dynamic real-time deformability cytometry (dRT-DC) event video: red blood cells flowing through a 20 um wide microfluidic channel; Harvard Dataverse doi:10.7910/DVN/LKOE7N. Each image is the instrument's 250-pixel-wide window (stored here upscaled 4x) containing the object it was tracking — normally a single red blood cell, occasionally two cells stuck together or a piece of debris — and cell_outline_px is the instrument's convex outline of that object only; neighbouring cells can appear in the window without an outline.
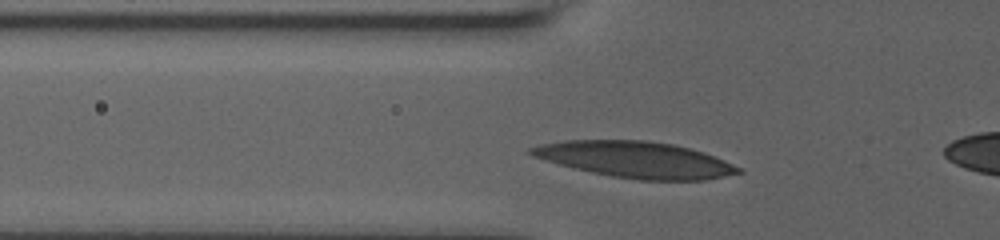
{"species": "human", "species_latin": "Homo sapiens", "temperature_condition": "room temperature", "stored_images_in_passage": 8, "camera_frame_rate_fps": 3000, "um_per_image_px": 0.085, "donor": {"sex": "male"}, "frame": {"image": 1, "passage_image": 5, "time_ms": 1.667, "image_size_px": [1000, 240], "cell_outline_px": [[744, 172], [704, 180], [640, 180], [612, 176], [572, 168], [544, 160], [532, 156], [528, 152], [528, 148], [540, 144], [568, 140], [644, 140], [672, 144], [704, 152], [724, 160], [740, 168]], "centroid_in_image_um": [53.99, 13.56], "position_along_channel_um": 71.8, "area_um2": 43.52}}